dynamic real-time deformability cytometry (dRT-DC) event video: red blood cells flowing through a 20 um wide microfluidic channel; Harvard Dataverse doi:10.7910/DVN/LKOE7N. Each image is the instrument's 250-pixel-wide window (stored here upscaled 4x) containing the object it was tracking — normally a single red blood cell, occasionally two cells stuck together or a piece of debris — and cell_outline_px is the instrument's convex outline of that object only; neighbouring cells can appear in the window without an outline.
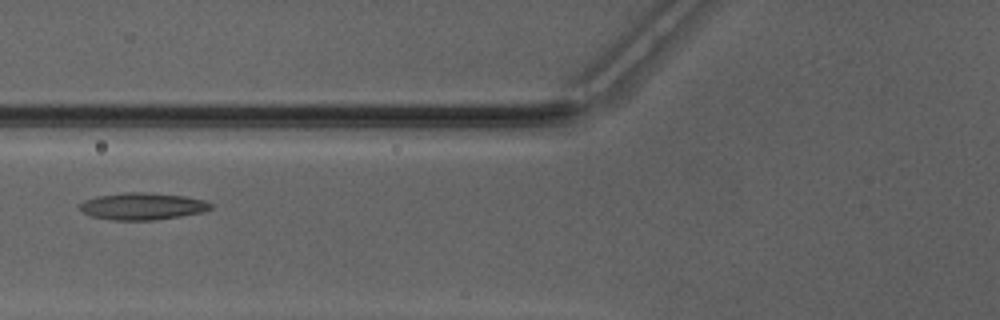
{"species": "Egyptian fruit bat (a non-hibernating species)", "species_latin": "Rousettus aegyptiacus", "temperature_condition": "warm", "stored_images_in_passage": 41, "camera_frame_rate_fps": 3000, "um_per_image_px": 0.085, "animal": {"sex": "male"}, "frame": {"image": 1, "passage_image": 11, "time_ms": 3.333, "image_size_px": [1000, 320], "cell_outline_px": [[212, 208], [204, 212], [180, 216], [152, 220], [112, 220], [92, 216], [84, 212], [80, 208], [80, 204], [84, 200], [96, 196], [124, 192], [148, 192], [184, 196], [204, 200], [212, 204]], "centroid_in_image_um": [12.12, 17.52], "position_along_channel_um": 113.7, "area_um2": 20.58}}
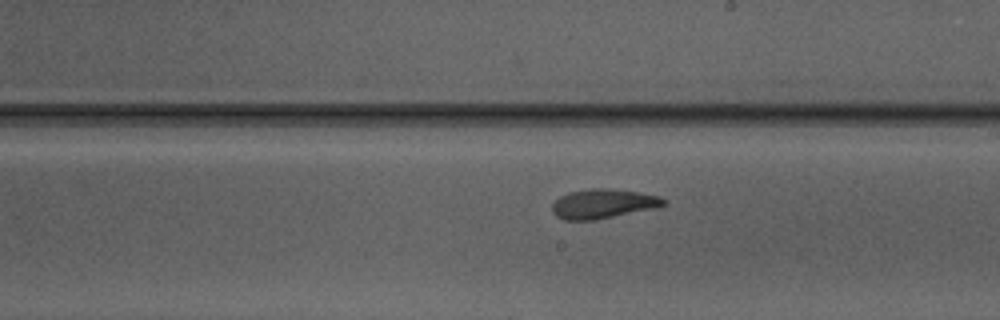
{"frame": {"image": 2, "passage_image": 20, "time_ms": 6.333, "image_size_px": [1000, 320], "cell_outline_px": [[668, 204], [656, 208], [592, 220], [564, 220], [556, 216], [552, 212], [552, 204], [560, 196], [568, 192], [592, 188], [608, 188], [640, 192], [660, 196]], "centroid_in_image_um": [51.26, 17.31], "position_along_channel_um": 237.7, "area_um2": 19.13}}
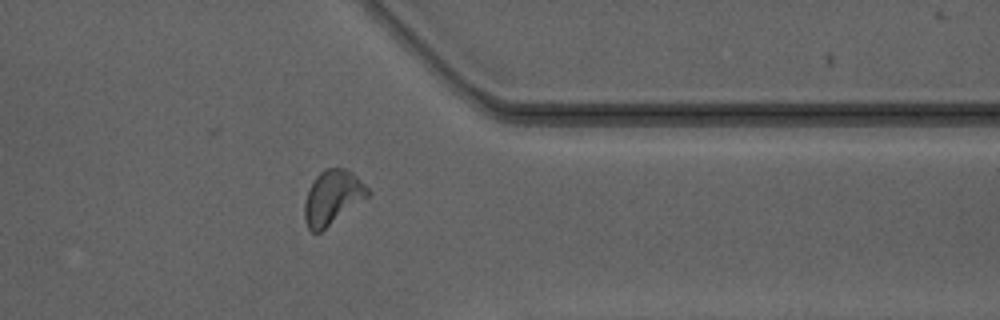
{"frame": {"image": 3, "passage_image": 31, "time_ms": 10.0, "image_size_px": [1000, 320], "cell_outline_px": [[372, 192], [368, 196], [320, 232], [312, 232], [308, 228], [304, 220], [304, 204], [308, 192], [316, 176], [324, 168], [344, 168], [352, 172]], "centroid_in_image_um": [28.25, 16.77], "position_along_channel_um": 383.2, "area_um2": 19.65}, "authors_computed_cell_mechanics": {"area_um2": 19.1896, "velocity_mm_per_s": 4.1363, "shape_relaxation_time_tau1_ms": 4.5206, "shape_relaxation_time_tau2_ms": 1.1303, "deformation_change_tau1": 0.1683, "deformation_change_tau2": 0.0636}}